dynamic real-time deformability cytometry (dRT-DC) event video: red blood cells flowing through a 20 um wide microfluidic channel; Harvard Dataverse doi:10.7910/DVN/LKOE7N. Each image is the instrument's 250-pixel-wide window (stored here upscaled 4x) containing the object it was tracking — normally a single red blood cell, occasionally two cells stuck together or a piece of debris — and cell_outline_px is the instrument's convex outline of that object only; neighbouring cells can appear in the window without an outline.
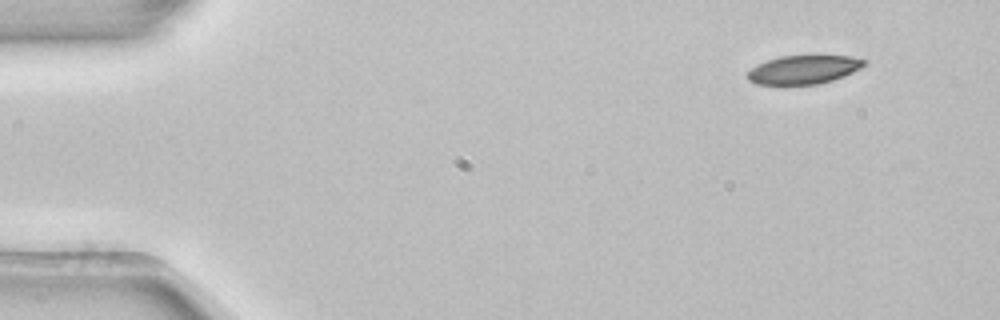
{"species": "common noctule bat (a hibernating species)", "species_latin": "Nyctalus noctula", "temperature_condition": "room temperature", "stored_images_in_passage": 3, "segment_of_instrument_passage": [2, 2], "camera_frame_rate_fps": 3000, "um_per_image_px": 0.085, "animal": {"sex": "female", "body_mass_g": 22.7, "forearm_length_mm": 54.2}, "frame": {"image": 1, "passage_image": 3, "time_ms": 0.667, "image_size_px": [1000, 320], "cell_outline_px": [[868, 60], [860, 68], [844, 76], [832, 80], [816, 84], [756, 84], [748, 80], [748, 72], [756, 64], [780, 56], [852, 56]], "centroid_in_image_um": [68.31, 5.91], "position_along_channel_um": 16.7, "area_um2": 19.25}}